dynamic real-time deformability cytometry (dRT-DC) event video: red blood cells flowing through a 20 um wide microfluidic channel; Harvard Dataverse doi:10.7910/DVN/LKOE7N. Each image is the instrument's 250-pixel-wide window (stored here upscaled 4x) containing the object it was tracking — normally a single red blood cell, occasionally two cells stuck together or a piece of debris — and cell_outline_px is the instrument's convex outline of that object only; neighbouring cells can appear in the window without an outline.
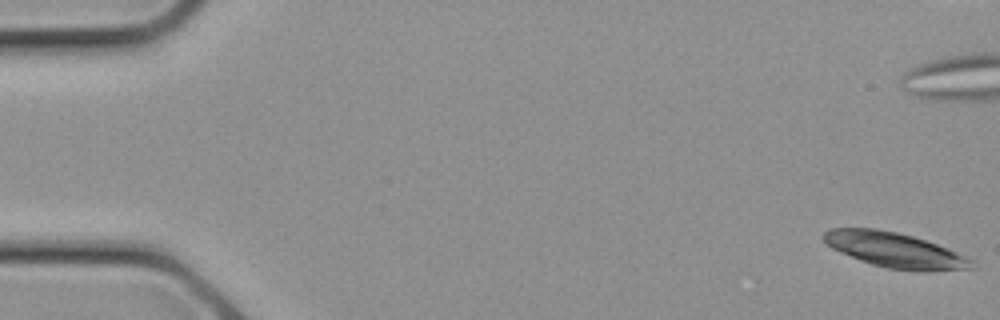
{"species": "common noctule bat (a hibernating species)", "species_latin": "Nyctalus noctula", "temperature_condition": "cold", "stored_images_in_passage": 13, "camera_frame_rate_fps": 3000, "um_per_image_px": 0.085, "animal": {"sex": "female", "body_mass_g": 21.9}, "frame": {"image": 1, "passage_image": 1, "time_ms": 0.0, "image_size_px": [1000, 320], "cell_outline_px": [[976, 268], [932, 272], [920, 272], [888, 268], [872, 264], [860, 260], [840, 252], [832, 248], [820, 236], [828, 228], [876, 228], [896, 232], [912, 236], [948, 248], [976, 260]], "centroid_in_image_um": [76.13, 21.27], "position_along_channel_um": 8.9, "area_um2": 30.63}}